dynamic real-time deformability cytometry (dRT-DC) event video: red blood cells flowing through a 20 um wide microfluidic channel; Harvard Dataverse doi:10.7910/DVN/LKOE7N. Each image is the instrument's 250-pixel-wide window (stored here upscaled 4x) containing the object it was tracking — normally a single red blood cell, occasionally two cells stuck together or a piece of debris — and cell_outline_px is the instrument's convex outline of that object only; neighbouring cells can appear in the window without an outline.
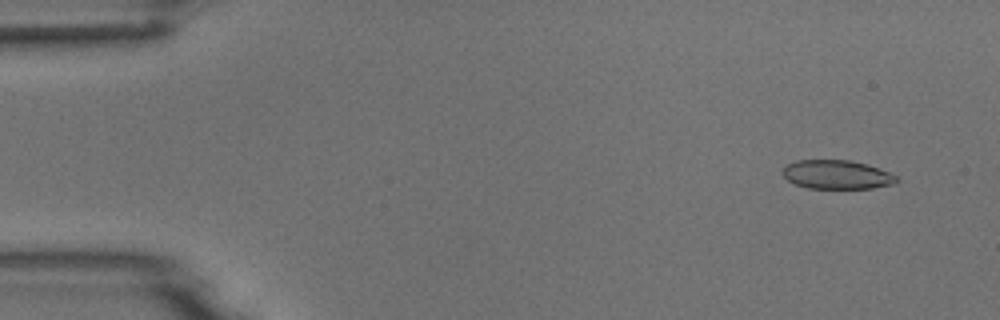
{"species": "common noctule bat (a hibernating species)", "species_latin": "Nyctalus noctula", "temperature_condition": "room temperature", "stored_images_in_passage": 5, "camera_frame_rate_fps": 3000, "um_per_image_px": 0.085, "animal": {"sex": "male", "body_mass_g": 18.8}, "frame": {"image": 1, "passage_image": 2, "time_ms": 1.0, "image_size_px": [1000, 320], "cell_outline_px": [[900, 180], [892, 184], [872, 188], [808, 188], [796, 184], [788, 180], [780, 172], [788, 164], [796, 160], [848, 160], [868, 164], [888, 172], [896, 176]], "centroid_in_image_um": [71.12, 14.84], "position_along_channel_um": 13.9, "area_um2": 19.07}}
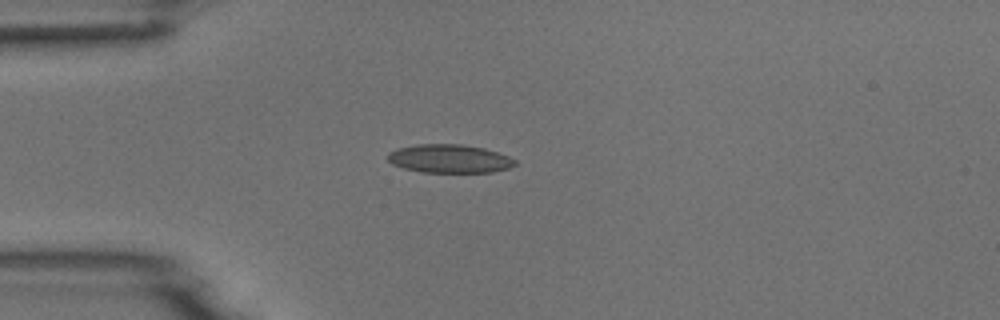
{"frame": {"image": 2, "passage_image": 5, "time_ms": 4.333, "image_size_px": [1000, 320], "cell_outline_px": [[516, 164], [508, 168], [492, 172], [420, 172], [404, 168], [392, 164], [388, 160], [388, 152], [396, 148], [416, 144], [460, 144], [484, 148], [508, 156], [516, 160]], "centroid_in_image_um": [38.17, 13.48], "position_along_channel_um": 46.8, "area_um2": 21.1}}